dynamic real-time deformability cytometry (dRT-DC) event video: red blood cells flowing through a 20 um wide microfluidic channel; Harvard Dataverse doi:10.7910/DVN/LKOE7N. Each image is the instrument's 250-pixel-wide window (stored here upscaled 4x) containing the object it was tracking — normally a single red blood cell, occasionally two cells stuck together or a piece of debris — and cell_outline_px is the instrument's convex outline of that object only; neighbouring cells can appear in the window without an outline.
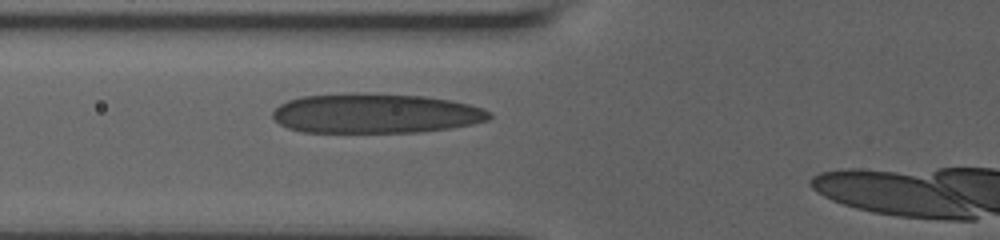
{"species": "human", "species_latin": "Homo sapiens", "temperature_condition": "room temperature", "stored_images_in_passage": 27, "camera_frame_rate_fps": 3000, "um_per_image_px": 0.085, "donor": {"sex": "male"}, "frame": {"image": 1, "passage_image": 2, "time_ms": 0.667, "image_size_px": [1000, 240], "cell_outline_px": [[492, 116], [488, 120], [472, 124], [448, 128], [420, 132], [300, 132], [288, 128], [280, 124], [272, 116], [272, 112], [280, 104], [288, 100], [304, 96], [344, 92], [356, 92], [424, 96], [452, 100], [484, 108], [492, 112]], "centroid_in_image_um": [31.92, 9.63], "position_along_channel_um": 93.9, "area_um2": 50.58}}
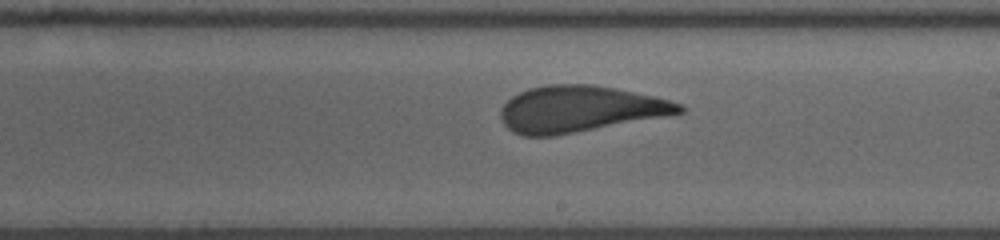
{"frame": {"image": 2, "passage_image": 13, "time_ms": 4.667, "image_size_px": [1000, 240], "cell_outline_px": [[684, 112], [552, 136], [524, 136], [512, 132], [504, 124], [500, 116], [500, 108], [512, 96], [528, 88], [548, 84], [592, 84], [616, 88], [652, 96], [668, 100], [680, 104], [684, 108]], "centroid_in_image_um": [49.19, 9.25], "position_along_channel_um": 239.8, "area_um2": 47.57}}
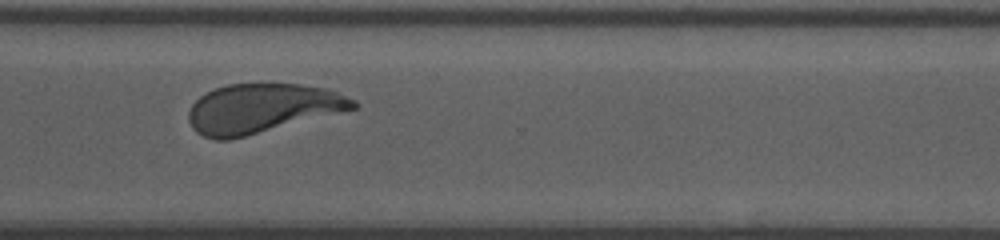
{"frame": {"image": 3, "passage_image": 26, "time_ms": 7.667, "image_size_px": [1000, 240], "cell_outline_px": [[360, 104], [356, 108], [228, 140], [216, 140], [204, 136], [196, 132], [192, 128], [188, 120], [188, 112], [192, 104], [200, 96], [216, 88], [228, 84], [300, 84], [324, 88], [336, 92], [356, 100]], "centroid_in_image_um": [22.24, 9.21], "position_along_channel_um": 348.4, "area_um2": 46.7}}